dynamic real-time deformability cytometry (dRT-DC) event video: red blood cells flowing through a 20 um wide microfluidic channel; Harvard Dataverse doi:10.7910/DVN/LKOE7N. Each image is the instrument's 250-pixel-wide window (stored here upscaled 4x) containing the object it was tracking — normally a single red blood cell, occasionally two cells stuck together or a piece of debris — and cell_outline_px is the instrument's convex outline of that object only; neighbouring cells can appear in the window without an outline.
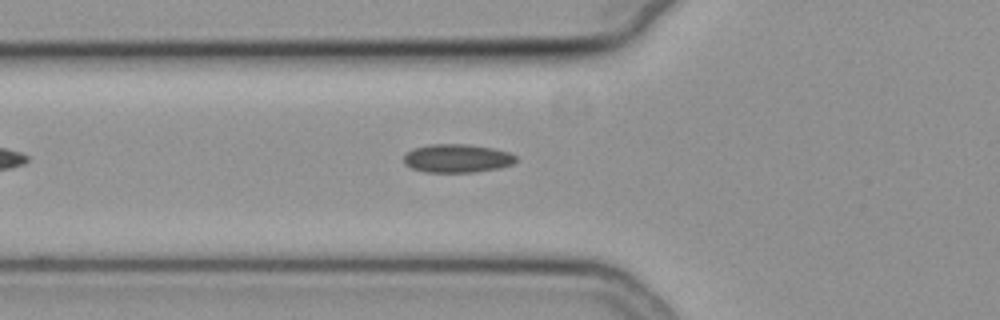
{"species": "common noctule bat (a hibernating species)", "species_latin": "Nyctalus noctula", "temperature_condition": "cold", "stored_images_in_passage": 40, "camera_frame_rate_fps": 3000, "um_per_image_px": 0.085, "animal": {"sex": "female", "body_mass_g": 19.3, "forearm_length_mm": 54.1}, "frame": {"image": 1, "passage_image": 9, "time_ms": 2.667, "image_size_px": [1000, 320], "cell_outline_px": [[516, 160], [512, 164], [500, 168], [476, 172], [424, 172], [412, 168], [404, 164], [404, 156], [412, 148], [432, 144], [468, 144], [492, 148], [508, 152], [516, 156]], "centroid_in_image_um": [38.85, 13.46], "position_along_channel_um": 87.0, "area_um2": 18.61}}
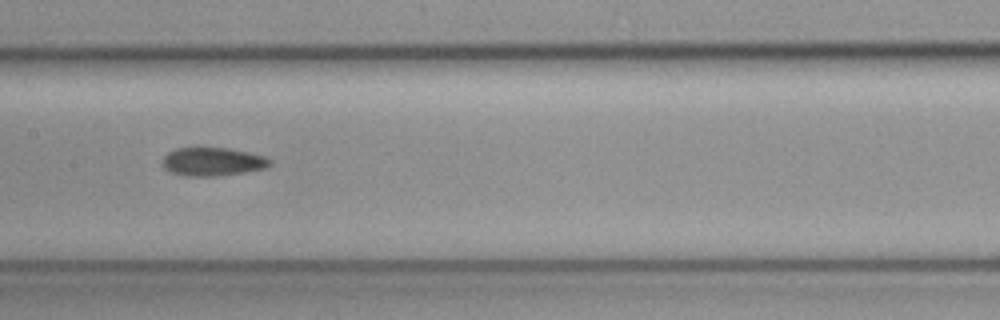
{"frame": {"image": 2, "passage_image": 17, "time_ms": 5.333, "image_size_px": [1000, 320], "cell_outline_px": [[272, 164], [264, 168], [244, 172], [216, 176], [188, 176], [172, 172], [164, 168], [160, 164], [164, 156], [168, 152], [176, 148], [228, 148], [248, 152], [264, 156], [272, 160]], "centroid_in_image_um": [18.06, 13.74], "position_along_channel_um": 189.3, "area_um2": 17.74}}
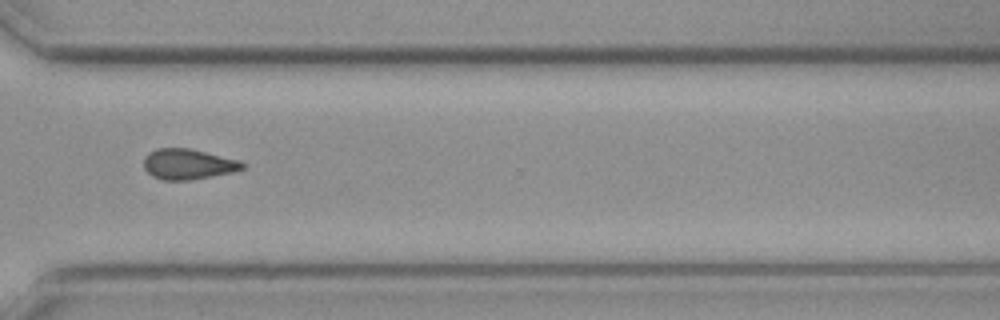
{"frame": {"image": 3, "passage_image": 30, "time_ms": 9.667, "image_size_px": [1000, 320], "cell_outline_px": [[244, 168], [232, 172], [192, 180], [160, 180], [152, 176], [144, 168], [144, 156], [148, 152], [156, 148], [188, 148], [240, 160], [244, 164]], "centroid_in_image_um": [15.95, 13.95], "position_along_channel_um": 354.6, "area_um2": 17.57}}